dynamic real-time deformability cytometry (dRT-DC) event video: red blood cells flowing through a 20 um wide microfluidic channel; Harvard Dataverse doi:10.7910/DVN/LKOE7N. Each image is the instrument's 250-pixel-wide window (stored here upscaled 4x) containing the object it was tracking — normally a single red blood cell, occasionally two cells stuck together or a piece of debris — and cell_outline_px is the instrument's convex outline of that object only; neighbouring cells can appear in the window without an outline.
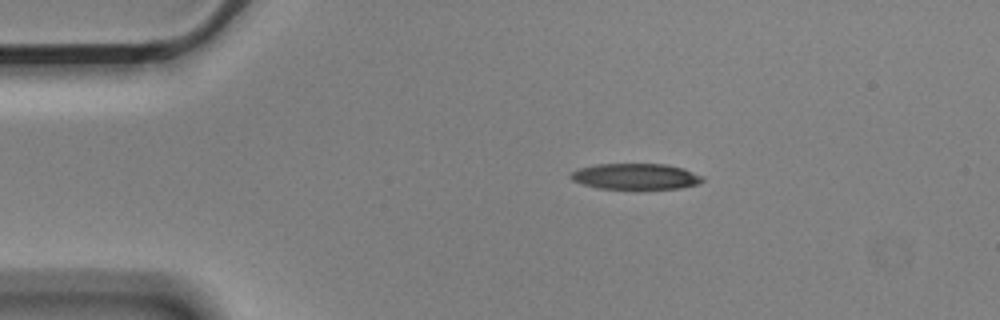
{"species": "Egyptian fruit bat (a non-hibernating species)", "species_latin": "Rousettus aegyptiacus", "temperature_condition": "cold", "stored_images_in_passage": 8, "camera_frame_rate_fps": 3000, "um_per_image_px": 0.085, "animal": {"sex": "male"}, "frame": {"image": 1, "passage_image": 1, "time_ms": 0.0, "image_size_px": [1000, 320], "cell_outline_px": [[704, 180], [696, 184], [680, 188], [636, 192], [596, 188], [572, 180], [568, 176], [572, 172], [580, 168], [596, 164], [664, 164], [684, 168], [704, 176]], "centroid_in_image_um": [54.04, 15.05], "position_along_channel_um": 31.0, "area_um2": 20.92}}
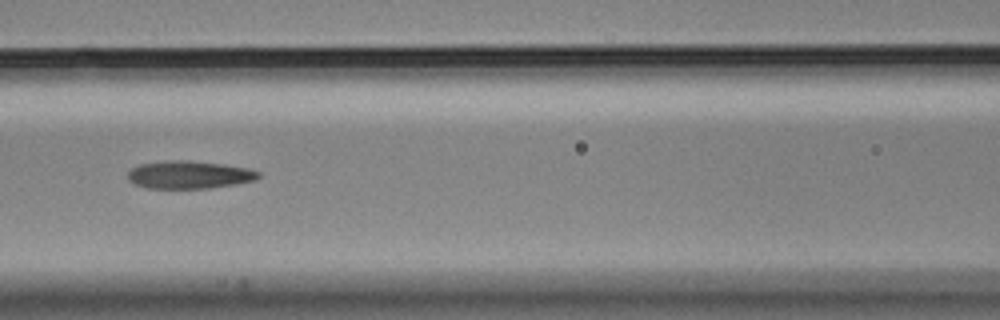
{"frame": {"image": 2, "passage_image": 5, "time_ms": 1.333, "image_size_px": [1000, 320], "cell_outline_px": [[260, 176], [256, 180], [236, 184], [208, 188], [148, 188], [136, 184], [128, 180], [128, 172], [132, 168], [140, 164], [168, 160], [188, 160], [224, 164], [248, 168], [260, 172]], "centroid_in_image_um": [16.1, 14.85], "position_along_channel_um": 150.5, "area_um2": 21.15}}
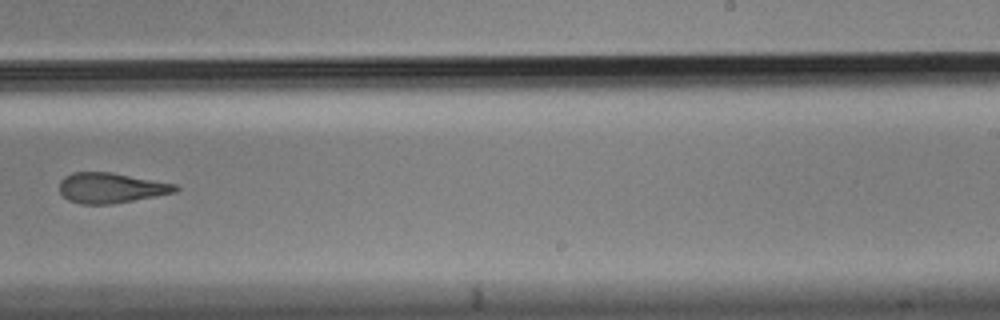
{"frame": {"image": 3, "passage_image": 8, "time_ms": 2.333, "image_size_px": [1000, 320], "cell_outline_px": [[180, 188], [176, 192], [156, 196], [112, 204], [80, 204], [68, 200], [60, 192], [60, 180], [64, 176], [72, 172], [112, 172], [176, 184]], "centroid_in_image_um": [9.43, 15.97], "position_along_channel_um": 279.6, "area_um2": 20.52}}